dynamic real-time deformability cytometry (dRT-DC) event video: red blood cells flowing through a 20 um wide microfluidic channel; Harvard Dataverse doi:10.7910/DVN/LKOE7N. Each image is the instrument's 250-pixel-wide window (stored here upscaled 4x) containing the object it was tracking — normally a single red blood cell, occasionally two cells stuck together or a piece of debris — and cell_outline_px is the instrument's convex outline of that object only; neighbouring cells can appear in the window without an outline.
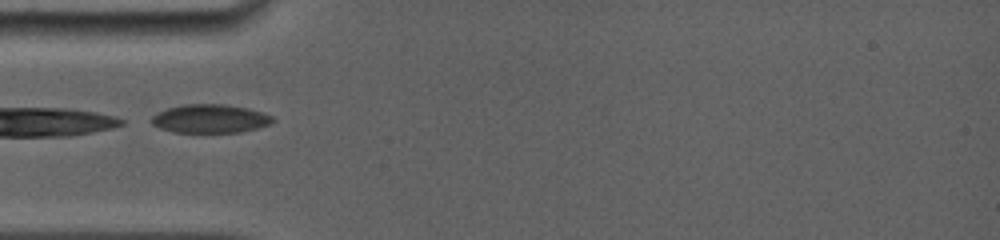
{"species": "common noctule bat (a hibernating species)", "species_latin": "Nyctalus noctula", "temperature_condition": "room temperature", "stored_images_in_passage": 8, "camera_frame_rate_fps": 5000, "um_per_image_px": 0.085, "animal": {"sex": "female", "body_mass_g": 19.0, "forearm_length_mm": 56.7}, "frame": {"image": 1, "passage_image": 1, "time_ms": 0.0, "image_size_px": [1000, 240], "cell_outline_px": [[276, 120], [268, 124], [256, 128], [240, 132], [172, 132], [160, 128], [152, 124], [152, 116], [168, 108], [184, 104], [224, 104], [248, 108], [272, 116]], "centroid_in_image_um": [17.86, 10.08], "position_along_channel_um": 67.1, "area_um2": 19.94}}
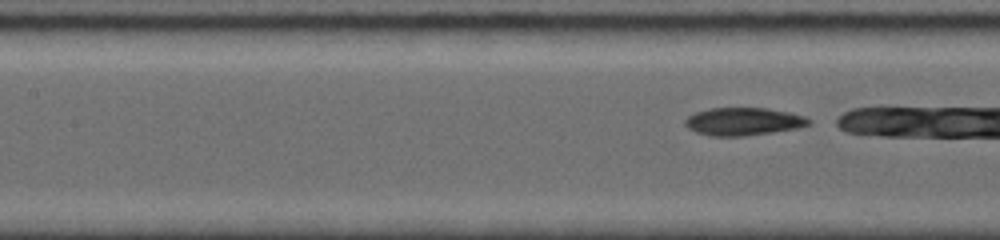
{"frame": {"image": 2, "passage_image": 6, "time_ms": 1.0, "image_size_px": [1000, 240], "cell_outline_px": [[812, 124], [800, 128], [744, 136], [708, 136], [696, 132], [688, 128], [684, 124], [684, 120], [688, 116], [696, 112], [708, 108], [768, 108], [788, 112], [804, 116], [812, 120]], "centroid_in_image_um": [63.2, 10.33], "position_along_channel_um": 144.2, "area_um2": 20.23}}